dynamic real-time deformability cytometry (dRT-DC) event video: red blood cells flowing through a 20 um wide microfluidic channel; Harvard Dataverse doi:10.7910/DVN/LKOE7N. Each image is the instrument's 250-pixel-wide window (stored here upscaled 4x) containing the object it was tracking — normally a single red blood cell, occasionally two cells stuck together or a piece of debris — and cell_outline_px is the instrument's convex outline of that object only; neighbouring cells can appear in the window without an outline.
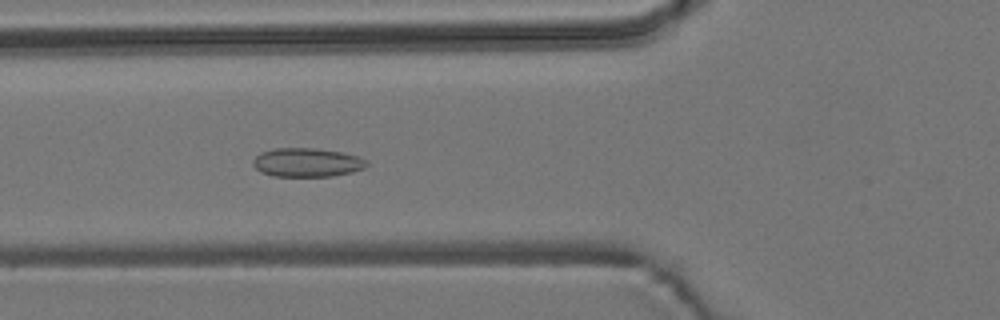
{"species": "common noctule bat (a hibernating species)", "species_latin": "Nyctalus noctula", "temperature_condition": "room temperature", "stored_images_in_passage": 55, "camera_frame_rate_fps": 3000, "um_per_image_px": 0.085, "animal": {"sex": "male", "body_mass_g": 19.2, "forearm_length_mm": 51.8}, "frame": {"image": 1, "passage_image": 20, "time_ms": 6.333, "image_size_px": [1000, 320], "cell_outline_px": [[368, 164], [364, 168], [352, 172], [332, 176], [272, 176], [260, 172], [252, 164], [252, 160], [260, 152], [276, 148], [316, 148], [340, 152], [356, 156], [368, 160]], "centroid_in_image_um": [26.07, 13.81], "position_along_channel_um": 99.7, "area_um2": 19.13}}
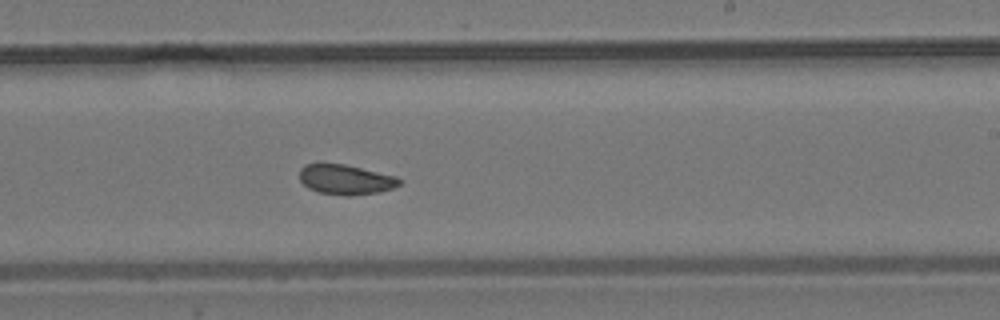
{"frame": {"image": 2, "passage_image": 33, "time_ms": 10.667, "image_size_px": [1000, 320], "cell_outline_px": [[400, 184], [392, 188], [376, 192], [348, 196], [320, 192], [308, 188], [300, 180], [300, 168], [304, 164], [344, 164], [396, 176], [400, 180]], "centroid_in_image_um": [29.36, 15.25], "position_along_channel_um": 259.6, "area_um2": 17.11}}
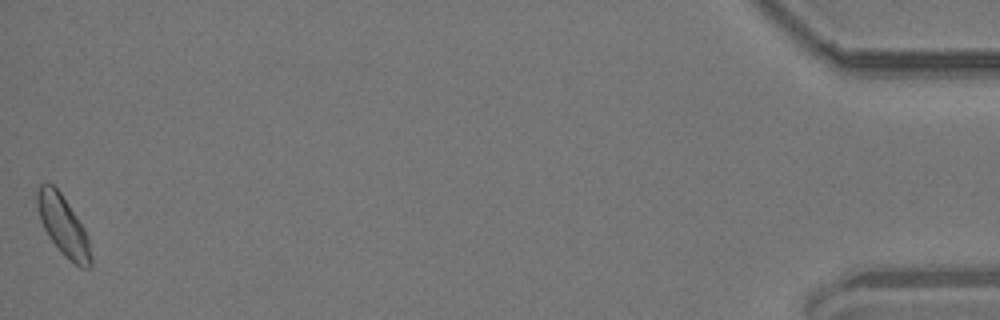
{"frame": {"image": 3, "passage_image": 55, "time_ms": 18.0, "image_size_px": [1000, 320], "cell_outline_px": [[92, 268], [80, 268], [68, 260], [60, 252], [48, 236], [40, 220], [36, 204], [36, 188], [40, 184], [52, 184], [60, 192], [84, 228], [88, 236], [92, 260]], "centroid_in_image_um": [5.37, 19.22], "position_along_channel_um": 429.8, "area_um2": 18.9}, "authors_computed_cell_mechanics": {"area_um2": 18.0336, "velocity_mm_per_s": 3.6854, "shape_relaxation_time_tau1_ms": null, "shape_relaxation_time_tau2_ms": 3.7715, "deformation_change_tau1": null, "deformation_change_tau2": 0.085}}